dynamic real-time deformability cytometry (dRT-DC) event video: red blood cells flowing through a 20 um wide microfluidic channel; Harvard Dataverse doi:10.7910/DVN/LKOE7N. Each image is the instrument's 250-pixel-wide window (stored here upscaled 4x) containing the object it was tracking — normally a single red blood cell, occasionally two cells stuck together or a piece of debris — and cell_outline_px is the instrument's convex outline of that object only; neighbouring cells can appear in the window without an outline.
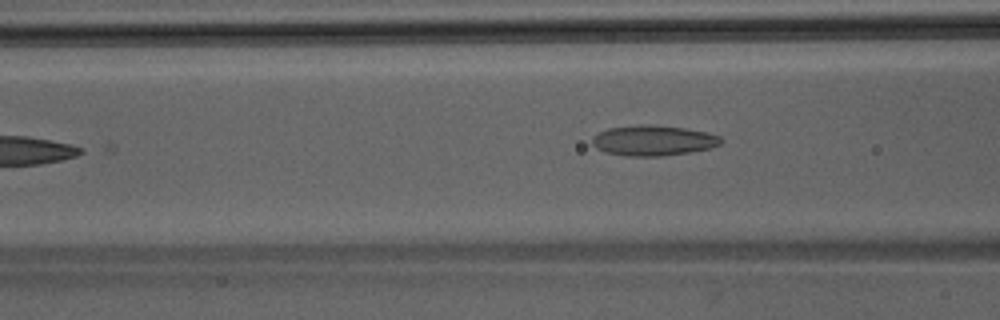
{"species": "Egyptian fruit bat (a non-hibernating species)", "species_latin": "Rousettus aegyptiacus", "temperature_condition": "room temperature", "stored_images_in_passage": 5, "camera_frame_rate_fps": 3000, "um_per_image_px": 0.085, "animal": {"sex": "male"}, "frame": {"image": 1, "passage_image": 4, "time_ms": 1.0, "image_size_px": [1000, 320], "cell_outline_px": [[724, 140], [720, 144], [708, 148], [692, 152], [664, 156], [624, 156], [604, 152], [596, 148], [592, 144], [592, 136], [608, 128], [640, 124], [648, 124], [684, 128], [708, 132], [720, 136]], "centroid_in_image_um": [55.52, 11.94], "position_along_channel_um": 111.1, "area_um2": 23.0}}
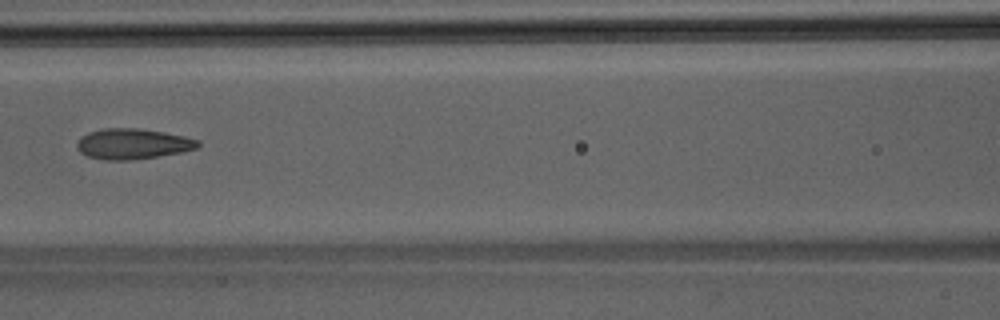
{"frame": {"image": 2, "passage_image": 5, "time_ms": 1.333, "image_size_px": [1000, 320], "cell_outline_px": [[200, 144], [196, 148], [184, 152], [128, 160], [104, 160], [88, 156], [80, 152], [76, 148], [76, 144], [80, 136], [88, 132], [104, 128], [136, 128], [164, 132], [184, 136], [200, 140]], "centroid_in_image_um": [11.26, 12.22], "position_along_channel_um": 155.3, "area_um2": 21.56}}